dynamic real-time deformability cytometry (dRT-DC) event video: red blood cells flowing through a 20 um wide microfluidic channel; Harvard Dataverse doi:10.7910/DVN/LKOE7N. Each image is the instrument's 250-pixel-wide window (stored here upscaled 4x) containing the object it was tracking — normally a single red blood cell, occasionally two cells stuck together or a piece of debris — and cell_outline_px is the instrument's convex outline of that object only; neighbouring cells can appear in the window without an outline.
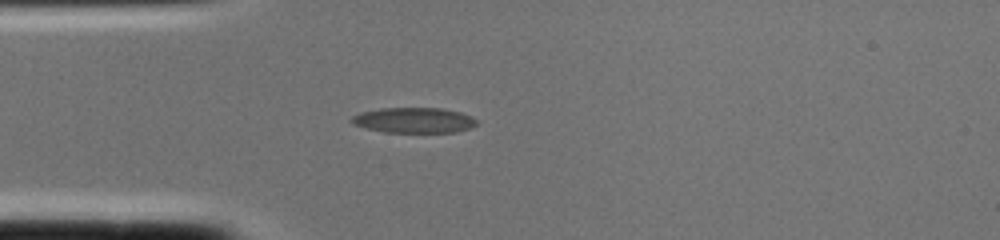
{"species": "common noctule bat (a hibernating species)", "species_latin": "Nyctalus noctula", "temperature_condition": "cold", "stored_images_in_passage": 1, "camera_frame_rate_fps": 3000, "um_per_image_px": 0.085, "animal": {"sex": "female", "body_mass_g": 22.0, "forearm_length_mm": 56.7}, "frame": {"image": 1, "passage_image": 1, "time_ms": 0.0, "image_size_px": [1000, 240], "cell_outline_px": [[476, 124], [468, 128], [456, 132], [384, 132], [352, 124], [348, 120], [352, 116], [360, 112], [380, 108], [440, 108], [460, 112], [472, 116], [476, 120]], "centroid_in_image_um": [35.14, 10.21], "position_along_channel_um": 49.9, "area_um2": 18.44}}